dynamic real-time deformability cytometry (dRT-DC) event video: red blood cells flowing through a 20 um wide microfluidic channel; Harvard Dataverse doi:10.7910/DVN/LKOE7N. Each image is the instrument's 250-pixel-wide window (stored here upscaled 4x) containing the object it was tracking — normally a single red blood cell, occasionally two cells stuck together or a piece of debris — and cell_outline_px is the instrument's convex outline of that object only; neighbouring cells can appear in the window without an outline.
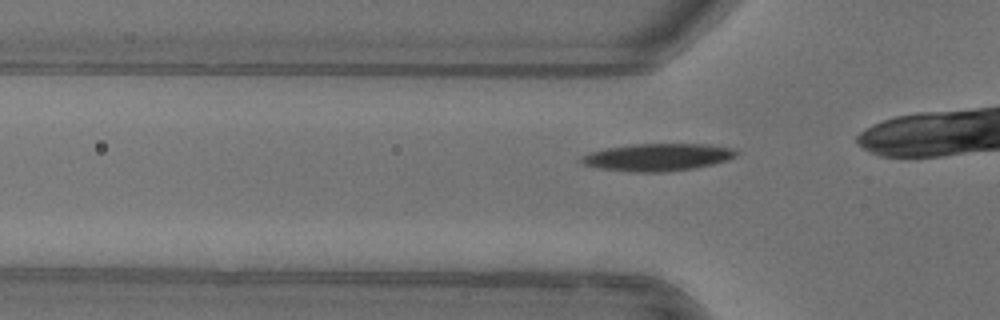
{"species": "common noctule bat (a hibernating species)", "species_latin": "Nyctalus noctula", "temperature_condition": "warm", "stored_images_in_passage": 7, "camera_frame_rate_fps": 3000, "um_per_image_px": 0.085, "animal": {"sex": "female"}, "frame": {"image": 1, "passage_image": 2, "time_ms": 0.333, "image_size_px": [1000, 320], "cell_outline_px": [[740, 152], [736, 156], [712, 164], [692, 168], [660, 172], [636, 172], [600, 168], [584, 164], [580, 160], [580, 156], [588, 152], [604, 148], [632, 144], [708, 144], [736, 148]], "centroid_in_image_um": [55.89, 13.34], "position_along_channel_um": 69.9, "area_um2": 24.68}}